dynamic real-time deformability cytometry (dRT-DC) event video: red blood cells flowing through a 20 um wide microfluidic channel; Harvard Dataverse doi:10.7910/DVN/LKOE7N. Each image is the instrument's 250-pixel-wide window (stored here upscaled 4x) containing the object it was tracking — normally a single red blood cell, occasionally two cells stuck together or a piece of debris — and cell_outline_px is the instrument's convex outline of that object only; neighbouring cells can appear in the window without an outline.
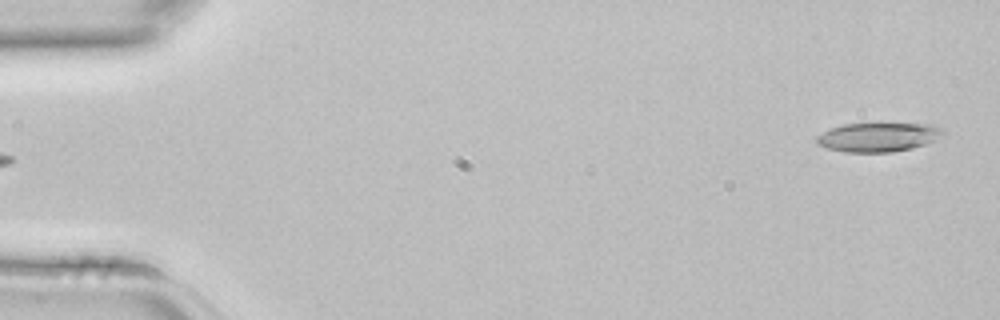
{"species": "common noctule bat (a hibernating species)", "species_latin": "Nyctalus noctula", "temperature_condition": "room temperature", "stored_images_in_passage": 3, "segment_of_instrument_passage": [2, 2], "camera_frame_rate_fps": 3000, "um_per_image_px": 0.085, "animal": {"sex": "female", "body_mass_g": 22.7, "forearm_length_mm": 54.2}, "frame": {"image": 1, "passage_image": 3, "time_ms": 0.667, "image_size_px": [1000, 320], "cell_outline_px": [[944, 132], [932, 140], [924, 144], [912, 148], [892, 152], [844, 152], [828, 148], [816, 144], [816, 136], [832, 128], [844, 124], [932, 124], [944, 128]], "centroid_in_image_um": [74.62, 11.66], "position_along_channel_um": 10.4, "area_um2": 21.1}}